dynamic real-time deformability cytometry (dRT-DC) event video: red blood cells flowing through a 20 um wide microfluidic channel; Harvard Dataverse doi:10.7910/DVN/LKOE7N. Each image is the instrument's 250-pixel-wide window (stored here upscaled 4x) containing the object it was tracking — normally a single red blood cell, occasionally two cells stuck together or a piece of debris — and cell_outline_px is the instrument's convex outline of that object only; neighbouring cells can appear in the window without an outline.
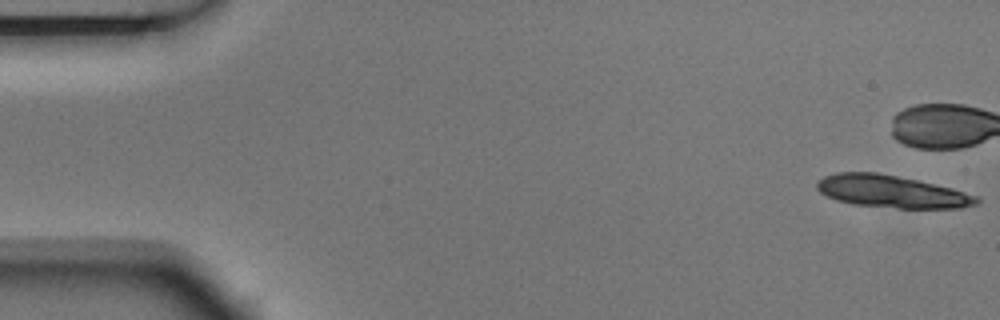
{"species": "Egyptian fruit bat (a non-hibernating species)", "species_latin": "Rousettus aegyptiacus", "temperature_condition": "room temperature", "stored_images_in_passage": 7, "camera_frame_rate_fps": 3000, "um_per_image_px": 0.085, "animal": {"sex": "male"}, "frame": {"image": 1, "passage_image": 1, "time_ms": 0.0, "image_size_px": [1000, 320], "cell_outline_px": [[980, 200], [976, 204], [960, 208], [896, 208], [856, 204], [836, 200], [820, 192], [816, 188], [816, 184], [824, 176], [836, 172], [876, 172], [916, 180], [952, 188], [980, 196]], "centroid_in_image_um": [75.81, 16.28], "position_along_channel_um": 9.2, "area_um2": 29.94}}